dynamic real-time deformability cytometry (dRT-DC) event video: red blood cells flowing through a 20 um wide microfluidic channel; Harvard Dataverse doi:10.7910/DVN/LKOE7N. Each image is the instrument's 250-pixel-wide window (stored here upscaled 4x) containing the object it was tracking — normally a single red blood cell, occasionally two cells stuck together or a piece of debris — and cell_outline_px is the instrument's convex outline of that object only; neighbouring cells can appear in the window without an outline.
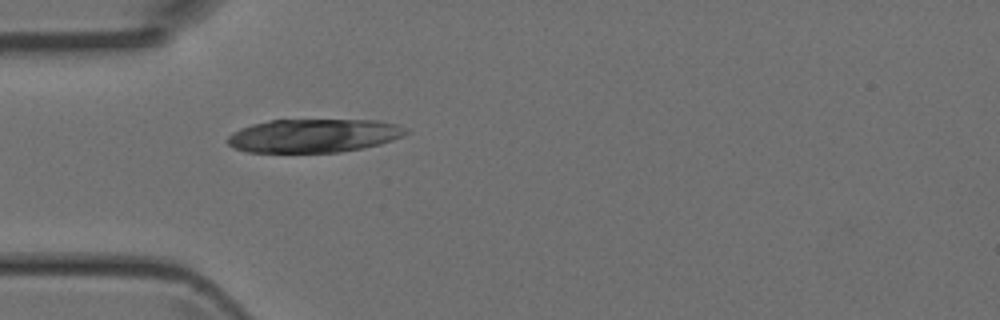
{"species": "Egyptian fruit bat (a non-hibernating species)", "species_latin": "Rousettus aegyptiacus", "temperature_condition": "room temperature", "stored_images_in_passage": 1, "camera_frame_rate_fps": 3000, "um_per_image_px": 0.085, "animal": {"sex": "female"}, "frame": {"image": 1, "passage_image": 1, "time_ms": 0.0, "image_size_px": [1000, 320], "cell_outline_px": [[408, 132], [392, 140], [380, 144], [364, 148], [340, 152], [248, 152], [236, 148], [228, 144], [228, 136], [232, 132], [240, 128], [252, 124], [272, 120], [376, 120], [396, 124], [408, 128]], "centroid_in_image_um": [26.67, 11.53], "position_along_channel_um": 58.3, "area_um2": 34.74}}